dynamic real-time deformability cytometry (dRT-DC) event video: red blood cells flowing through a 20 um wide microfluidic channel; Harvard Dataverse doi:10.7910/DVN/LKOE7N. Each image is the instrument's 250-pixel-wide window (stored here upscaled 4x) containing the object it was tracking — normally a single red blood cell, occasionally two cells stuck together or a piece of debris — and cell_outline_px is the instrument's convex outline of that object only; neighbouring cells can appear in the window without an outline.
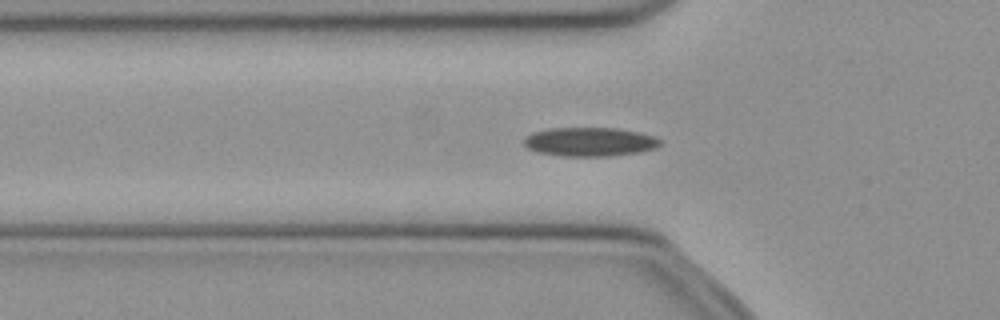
{"species": "common noctule bat (a hibernating species)", "species_latin": "Nyctalus noctula", "temperature_condition": "cold", "stored_images_in_passage": 39, "camera_frame_rate_fps": 3000, "um_per_image_px": 0.085, "animal": {"sex": "female", "body_mass_g": 21.9}, "frame": {"image": 1, "passage_image": 3, "time_ms": 0.667, "image_size_px": [1000, 320], "cell_outline_px": [[660, 144], [656, 148], [640, 152], [612, 156], [560, 156], [536, 152], [528, 148], [524, 144], [524, 140], [532, 132], [552, 128], [616, 128], [640, 132], [652, 136], [660, 140]], "centroid_in_image_um": [50.13, 12.06], "position_along_channel_um": 75.7, "area_um2": 22.95}}
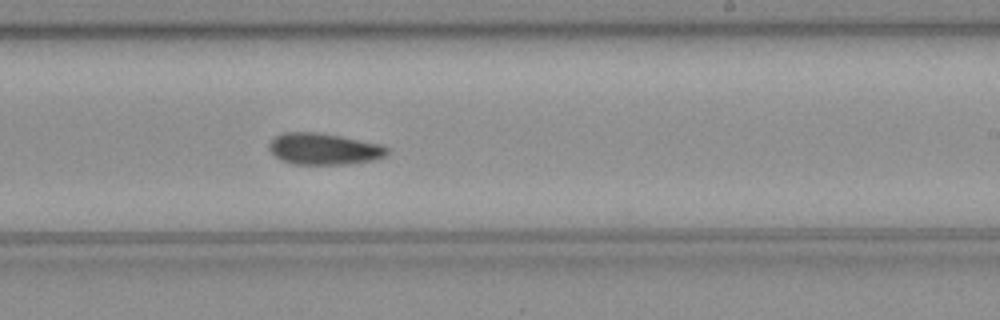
{"frame": {"image": 2, "passage_image": 17, "time_ms": 5.333, "image_size_px": [1000, 320], "cell_outline_px": [[388, 152], [384, 156], [376, 160], [348, 164], [292, 164], [280, 160], [268, 148], [268, 144], [276, 136], [284, 132], [316, 132], [340, 136], [380, 144], [388, 148]], "centroid_in_image_um": [27.52, 12.66], "position_along_channel_um": 261.5, "area_um2": 21.62}}
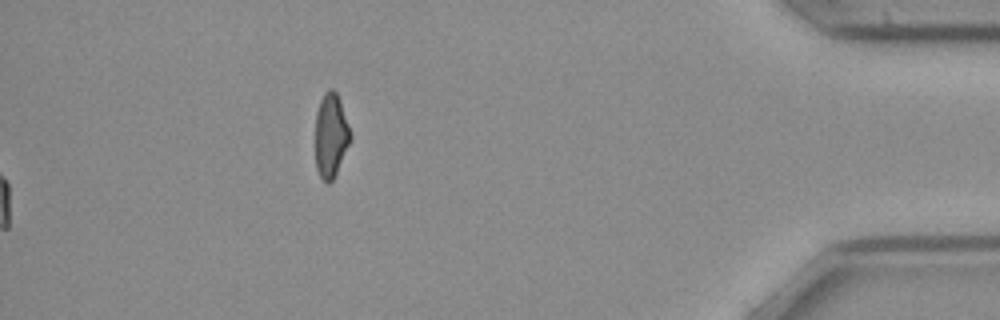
{"frame": {"image": 3, "passage_image": 39, "time_ms": 12.667, "image_size_px": [1000, 320], "cell_outline_px": [[352, 136], [336, 172], [332, 180], [328, 184], [320, 176], [316, 168], [316, 112], [320, 100], [324, 92], [328, 88], [332, 88], [336, 92], [340, 100]], "centroid_in_image_um": [28.11, 11.46], "position_along_channel_um": 407.1, "area_um2": 16.94}}